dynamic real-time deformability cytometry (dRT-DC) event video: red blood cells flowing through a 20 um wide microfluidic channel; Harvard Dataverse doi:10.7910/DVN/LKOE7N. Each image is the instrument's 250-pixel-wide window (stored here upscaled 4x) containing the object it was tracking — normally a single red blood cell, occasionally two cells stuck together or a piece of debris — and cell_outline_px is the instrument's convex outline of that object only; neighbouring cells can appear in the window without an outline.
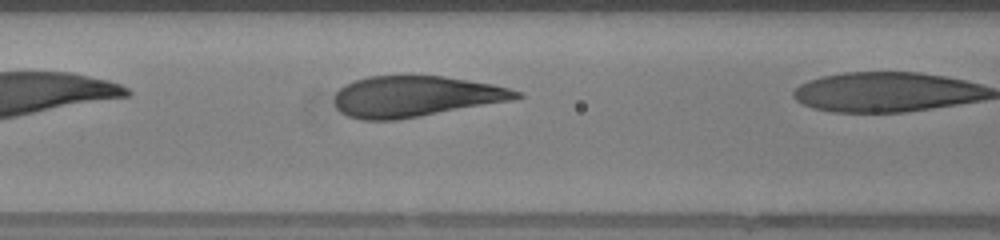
{"species": "human", "species_latin": "Homo sapiens", "temperature_condition": "warm", "stored_images_in_passage": 6, "camera_frame_rate_fps": 3000, "um_per_image_px": 0.085, "donor": {"sex": "female"}, "frame": {"image": 1, "passage_image": 5, "time_ms": 1.333, "image_size_px": [1000, 240], "cell_outline_px": [[524, 96], [512, 100], [420, 116], [396, 120], [364, 120], [348, 116], [340, 112], [336, 108], [336, 92], [344, 84], [368, 76], [444, 76], [492, 84], [508, 88], [520, 92]], "centroid_in_image_um": [35.29, 8.19], "position_along_channel_um": 131.3, "area_um2": 43.0}}